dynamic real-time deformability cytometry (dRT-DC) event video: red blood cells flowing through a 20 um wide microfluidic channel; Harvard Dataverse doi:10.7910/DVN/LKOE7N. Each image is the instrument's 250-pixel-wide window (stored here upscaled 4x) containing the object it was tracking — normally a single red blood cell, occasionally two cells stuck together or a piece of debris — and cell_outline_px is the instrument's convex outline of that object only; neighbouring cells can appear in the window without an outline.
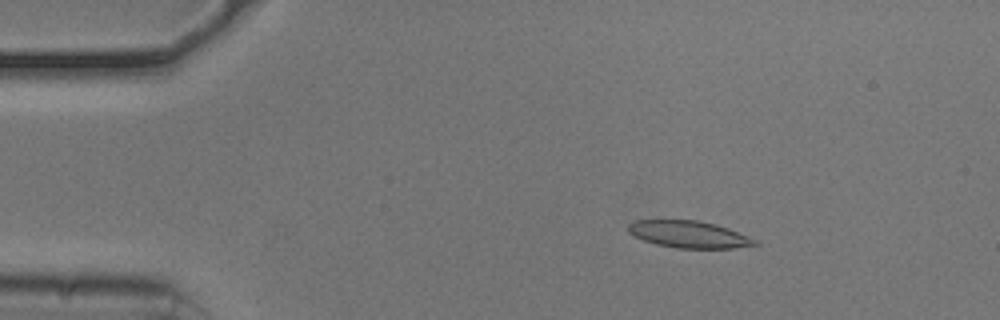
{"species": "common noctule bat (a hibernating species)", "species_latin": "Nyctalus noctula", "temperature_condition": "cold", "stored_images_in_passage": 47, "camera_frame_rate_fps": 3000, "um_per_image_px": 0.085, "animal": {"sex": "male", "body_mass_g": 20.5, "forearm_length_mm": 52.5}, "frame": {"image": 1, "passage_image": 9, "time_ms": 2.667, "image_size_px": [1000, 320], "cell_outline_px": [[760, 244], [736, 248], [676, 248], [656, 244], [644, 240], [628, 232], [628, 224], [636, 220], [696, 220], [716, 224], [728, 228], [756, 240]], "centroid_in_image_um": [58.56, 19.92], "position_along_channel_um": 26.4, "area_um2": 19.77}}
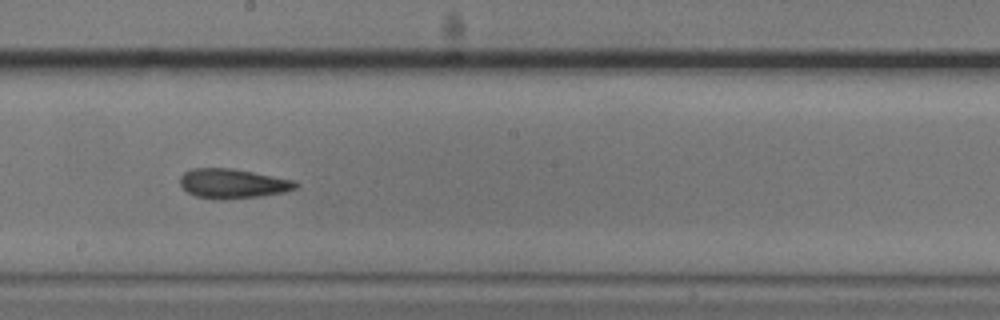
{"frame": {"image": 2, "passage_image": 30, "time_ms": 9.667, "image_size_px": [1000, 320], "cell_outline_px": [[300, 184], [296, 188], [284, 192], [260, 196], [220, 200], [196, 196], [188, 192], [180, 184], [180, 176], [184, 172], [192, 168], [232, 168], [296, 180]], "centroid_in_image_um": [19.8, 15.6], "position_along_channel_um": 228.4, "area_um2": 20.0}}
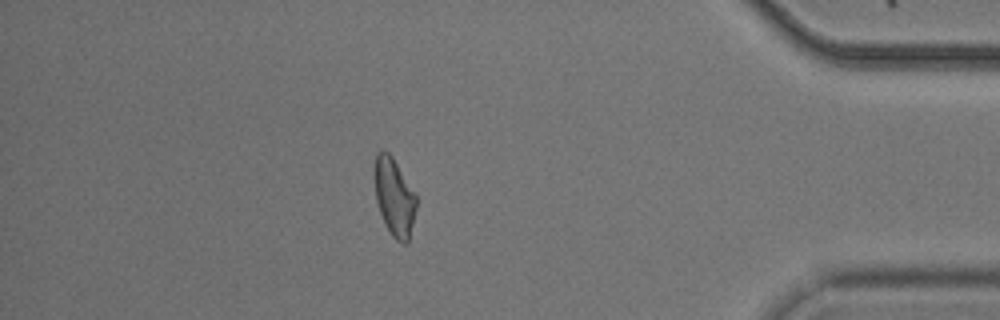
{"frame": {"image": 3, "passage_image": 47, "time_ms": 15.333, "image_size_px": [1000, 320], "cell_outline_px": [[416, 208], [408, 244], [404, 244], [396, 240], [392, 236], [384, 224], [376, 200], [372, 172], [376, 152], [380, 148], [384, 148], [392, 156], [416, 192]], "centroid_in_image_um": [33.48, 16.68], "position_along_channel_um": 401.7, "area_um2": 19.65}, "authors_computed_cell_mechanics": {"area_um2": 20.0566, "velocity_mm_per_s": 3.7658, "shape_relaxation_time_tau1_ms": 3.7178, "shape_relaxation_time_tau2_ms": 2.9864, "deformation_change_tau1": 0.1241, "deformation_change_tau2": 0.1128}}